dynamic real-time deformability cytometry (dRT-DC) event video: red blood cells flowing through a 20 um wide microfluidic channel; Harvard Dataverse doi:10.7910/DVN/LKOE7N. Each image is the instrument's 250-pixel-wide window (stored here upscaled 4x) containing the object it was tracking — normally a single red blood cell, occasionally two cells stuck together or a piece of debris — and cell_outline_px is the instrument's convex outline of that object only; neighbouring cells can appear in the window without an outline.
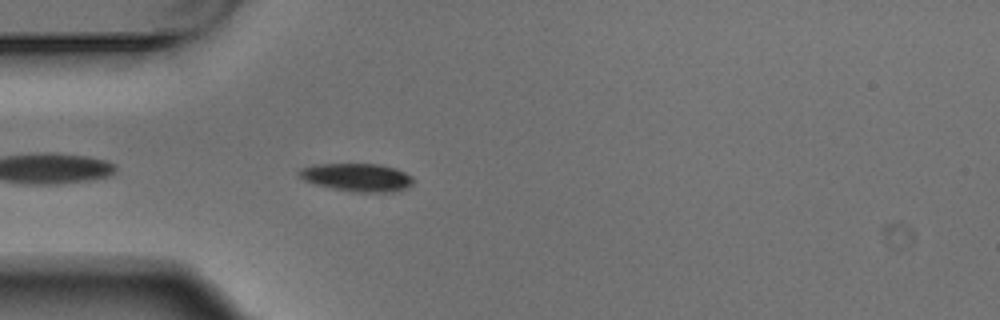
{"species": "Egyptian fruit bat (a non-hibernating species)", "species_latin": "Rousettus aegyptiacus", "temperature_condition": "warm", "stored_images_in_passage": 4, "camera_frame_rate_fps": 3000, "um_per_image_px": 0.085, "animal": {"sex": "male"}, "frame": {"image": 1, "passage_image": 4, "time_ms": 1.0, "image_size_px": [1000, 320], "cell_outline_px": [[412, 184], [396, 192], [356, 192], [332, 188], [316, 184], [304, 180], [296, 176], [296, 172], [300, 168], [312, 164], [376, 164], [396, 168], [412, 176]], "centroid_in_image_um": [30.29, 15.07], "position_along_channel_um": 54.7, "area_um2": 18.73}}